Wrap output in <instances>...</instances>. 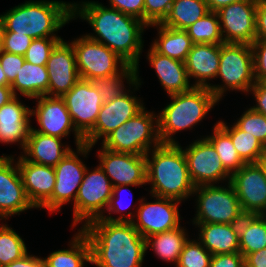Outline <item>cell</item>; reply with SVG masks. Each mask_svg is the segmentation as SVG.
<instances>
[{"label":"cell","instance_id":"1","mask_svg":"<svg viewBox=\"0 0 266 267\" xmlns=\"http://www.w3.org/2000/svg\"><path fill=\"white\" fill-rule=\"evenodd\" d=\"M77 16L86 20L96 33L87 37L107 46L138 72L142 33L148 27L142 20L95 1L72 3V19Z\"/></svg>","mask_w":266,"mask_h":267},{"label":"cell","instance_id":"5","mask_svg":"<svg viewBox=\"0 0 266 267\" xmlns=\"http://www.w3.org/2000/svg\"><path fill=\"white\" fill-rule=\"evenodd\" d=\"M169 96L172 102L157 115L159 138L163 144H177L172 135L193 128L219 101L206 87H193Z\"/></svg>","mask_w":266,"mask_h":267},{"label":"cell","instance_id":"11","mask_svg":"<svg viewBox=\"0 0 266 267\" xmlns=\"http://www.w3.org/2000/svg\"><path fill=\"white\" fill-rule=\"evenodd\" d=\"M71 44L75 51L80 79L91 80L107 75H119L128 66L107 46L86 35L72 41Z\"/></svg>","mask_w":266,"mask_h":267},{"label":"cell","instance_id":"30","mask_svg":"<svg viewBox=\"0 0 266 267\" xmlns=\"http://www.w3.org/2000/svg\"><path fill=\"white\" fill-rule=\"evenodd\" d=\"M73 238L70 249L54 251L43 258L44 267H84L85 261L91 263V246L84 232L79 229Z\"/></svg>","mask_w":266,"mask_h":267},{"label":"cell","instance_id":"40","mask_svg":"<svg viewBox=\"0 0 266 267\" xmlns=\"http://www.w3.org/2000/svg\"><path fill=\"white\" fill-rule=\"evenodd\" d=\"M240 130L254 136L266 147V116L251 107L234 123Z\"/></svg>","mask_w":266,"mask_h":267},{"label":"cell","instance_id":"17","mask_svg":"<svg viewBox=\"0 0 266 267\" xmlns=\"http://www.w3.org/2000/svg\"><path fill=\"white\" fill-rule=\"evenodd\" d=\"M76 130L84 137L95 125L104 103L90 80L80 79L63 97Z\"/></svg>","mask_w":266,"mask_h":267},{"label":"cell","instance_id":"19","mask_svg":"<svg viewBox=\"0 0 266 267\" xmlns=\"http://www.w3.org/2000/svg\"><path fill=\"white\" fill-rule=\"evenodd\" d=\"M46 68L49 75L48 96L63 97L80 80L74 48L63 39L51 52Z\"/></svg>","mask_w":266,"mask_h":267},{"label":"cell","instance_id":"16","mask_svg":"<svg viewBox=\"0 0 266 267\" xmlns=\"http://www.w3.org/2000/svg\"><path fill=\"white\" fill-rule=\"evenodd\" d=\"M230 183L244 214L266 212V175L260 163L244 164L231 175Z\"/></svg>","mask_w":266,"mask_h":267},{"label":"cell","instance_id":"43","mask_svg":"<svg viewBox=\"0 0 266 267\" xmlns=\"http://www.w3.org/2000/svg\"><path fill=\"white\" fill-rule=\"evenodd\" d=\"M32 40V37L25 34L3 32V51L24 56Z\"/></svg>","mask_w":266,"mask_h":267},{"label":"cell","instance_id":"2","mask_svg":"<svg viewBox=\"0 0 266 267\" xmlns=\"http://www.w3.org/2000/svg\"><path fill=\"white\" fill-rule=\"evenodd\" d=\"M81 230L91 246V264L97 267H141L145 238L129 221L95 219Z\"/></svg>","mask_w":266,"mask_h":267},{"label":"cell","instance_id":"7","mask_svg":"<svg viewBox=\"0 0 266 267\" xmlns=\"http://www.w3.org/2000/svg\"><path fill=\"white\" fill-rule=\"evenodd\" d=\"M218 76L224 86L210 84L208 88L218 100L228 89L249 92L256 82L251 45L222 43Z\"/></svg>","mask_w":266,"mask_h":267},{"label":"cell","instance_id":"14","mask_svg":"<svg viewBox=\"0 0 266 267\" xmlns=\"http://www.w3.org/2000/svg\"><path fill=\"white\" fill-rule=\"evenodd\" d=\"M256 7L257 0H242L217 11L224 43L251 45L256 40Z\"/></svg>","mask_w":266,"mask_h":267},{"label":"cell","instance_id":"44","mask_svg":"<svg viewBox=\"0 0 266 267\" xmlns=\"http://www.w3.org/2000/svg\"><path fill=\"white\" fill-rule=\"evenodd\" d=\"M253 52L254 78L256 82H266V41L255 40L251 44Z\"/></svg>","mask_w":266,"mask_h":267},{"label":"cell","instance_id":"28","mask_svg":"<svg viewBox=\"0 0 266 267\" xmlns=\"http://www.w3.org/2000/svg\"><path fill=\"white\" fill-rule=\"evenodd\" d=\"M159 30V39L151 45L158 53L185 62L192 49L193 42L186 30L174 29L160 24H153Z\"/></svg>","mask_w":266,"mask_h":267},{"label":"cell","instance_id":"6","mask_svg":"<svg viewBox=\"0 0 266 267\" xmlns=\"http://www.w3.org/2000/svg\"><path fill=\"white\" fill-rule=\"evenodd\" d=\"M153 113L145 111L144 108L109 134L103 140L102 147L113 152L146 155L150 152V147L154 148L161 144L158 116Z\"/></svg>","mask_w":266,"mask_h":267},{"label":"cell","instance_id":"32","mask_svg":"<svg viewBox=\"0 0 266 267\" xmlns=\"http://www.w3.org/2000/svg\"><path fill=\"white\" fill-rule=\"evenodd\" d=\"M185 231L183 227L178 226L170 231L153 234L145 239L146 250L151 245L160 259L177 264L184 244L188 240Z\"/></svg>","mask_w":266,"mask_h":267},{"label":"cell","instance_id":"22","mask_svg":"<svg viewBox=\"0 0 266 267\" xmlns=\"http://www.w3.org/2000/svg\"><path fill=\"white\" fill-rule=\"evenodd\" d=\"M78 156L75 151L70 150L54 167L56 182L52 192V212L59 211L65 203L72 200L75 202L87 169Z\"/></svg>","mask_w":266,"mask_h":267},{"label":"cell","instance_id":"36","mask_svg":"<svg viewBox=\"0 0 266 267\" xmlns=\"http://www.w3.org/2000/svg\"><path fill=\"white\" fill-rule=\"evenodd\" d=\"M214 146L224 168L232 175L246 164L237 153L230 136L218 125L213 128V135L206 137Z\"/></svg>","mask_w":266,"mask_h":267},{"label":"cell","instance_id":"42","mask_svg":"<svg viewBox=\"0 0 266 267\" xmlns=\"http://www.w3.org/2000/svg\"><path fill=\"white\" fill-rule=\"evenodd\" d=\"M174 0H144V23L149 27L162 23Z\"/></svg>","mask_w":266,"mask_h":267},{"label":"cell","instance_id":"41","mask_svg":"<svg viewBox=\"0 0 266 267\" xmlns=\"http://www.w3.org/2000/svg\"><path fill=\"white\" fill-rule=\"evenodd\" d=\"M61 40L59 36L33 39L24 55L25 61L34 65L46 66L51 52Z\"/></svg>","mask_w":266,"mask_h":267},{"label":"cell","instance_id":"52","mask_svg":"<svg viewBox=\"0 0 266 267\" xmlns=\"http://www.w3.org/2000/svg\"><path fill=\"white\" fill-rule=\"evenodd\" d=\"M4 267H44L42 258L26 254L23 258L13 261Z\"/></svg>","mask_w":266,"mask_h":267},{"label":"cell","instance_id":"33","mask_svg":"<svg viewBox=\"0 0 266 267\" xmlns=\"http://www.w3.org/2000/svg\"><path fill=\"white\" fill-rule=\"evenodd\" d=\"M209 11L205 0H174L163 26L186 30Z\"/></svg>","mask_w":266,"mask_h":267},{"label":"cell","instance_id":"50","mask_svg":"<svg viewBox=\"0 0 266 267\" xmlns=\"http://www.w3.org/2000/svg\"><path fill=\"white\" fill-rule=\"evenodd\" d=\"M128 188V185H120V186H114L113 187V191H112V196L110 198L108 207H107V211H109V215L111 214V212L114 213H121L122 211H124L125 209L129 208V206L132 203V200L130 201L129 205H125L124 201H122V199H119L116 197L118 195V193H120L121 191H123L124 189ZM119 199V200H118ZM125 206V207H124Z\"/></svg>","mask_w":266,"mask_h":267},{"label":"cell","instance_id":"25","mask_svg":"<svg viewBox=\"0 0 266 267\" xmlns=\"http://www.w3.org/2000/svg\"><path fill=\"white\" fill-rule=\"evenodd\" d=\"M147 58L168 95L183 93L194 87L192 84L190 86L184 62L162 55L152 46Z\"/></svg>","mask_w":266,"mask_h":267},{"label":"cell","instance_id":"49","mask_svg":"<svg viewBox=\"0 0 266 267\" xmlns=\"http://www.w3.org/2000/svg\"><path fill=\"white\" fill-rule=\"evenodd\" d=\"M249 91H252L257 102L251 108L266 116V82H255Z\"/></svg>","mask_w":266,"mask_h":267},{"label":"cell","instance_id":"31","mask_svg":"<svg viewBox=\"0 0 266 267\" xmlns=\"http://www.w3.org/2000/svg\"><path fill=\"white\" fill-rule=\"evenodd\" d=\"M239 252L245 257L266 248V218L258 214H245L238 223Z\"/></svg>","mask_w":266,"mask_h":267},{"label":"cell","instance_id":"23","mask_svg":"<svg viewBox=\"0 0 266 267\" xmlns=\"http://www.w3.org/2000/svg\"><path fill=\"white\" fill-rule=\"evenodd\" d=\"M31 109L25 106L15 96L0 108V142H19L22 150L25 149L30 131Z\"/></svg>","mask_w":266,"mask_h":267},{"label":"cell","instance_id":"9","mask_svg":"<svg viewBox=\"0 0 266 267\" xmlns=\"http://www.w3.org/2000/svg\"><path fill=\"white\" fill-rule=\"evenodd\" d=\"M86 169L77 197L73 203V226L101 218L112 196L113 185L99 165L93 171Z\"/></svg>","mask_w":266,"mask_h":267},{"label":"cell","instance_id":"10","mask_svg":"<svg viewBox=\"0 0 266 267\" xmlns=\"http://www.w3.org/2000/svg\"><path fill=\"white\" fill-rule=\"evenodd\" d=\"M155 202H145V198L141 199V203L138 207L137 223L134 220L133 214L128 212L125 215H121L118 218L112 216H102L101 219L108 221H129L138 230V232L146 239L149 236L173 230L180 226V214L178 211V204L181 201L157 197Z\"/></svg>","mask_w":266,"mask_h":267},{"label":"cell","instance_id":"47","mask_svg":"<svg viewBox=\"0 0 266 267\" xmlns=\"http://www.w3.org/2000/svg\"><path fill=\"white\" fill-rule=\"evenodd\" d=\"M209 267H245L244 256L240 252L215 254Z\"/></svg>","mask_w":266,"mask_h":267},{"label":"cell","instance_id":"21","mask_svg":"<svg viewBox=\"0 0 266 267\" xmlns=\"http://www.w3.org/2000/svg\"><path fill=\"white\" fill-rule=\"evenodd\" d=\"M17 165L32 205L52 212V192L56 182L54 167L32 163L23 156L19 157Z\"/></svg>","mask_w":266,"mask_h":267},{"label":"cell","instance_id":"35","mask_svg":"<svg viewBox=\"0 0 266 267\" xmlns=\"http://www.w3.org/2000/svg\"><path fill=\"white\" fill-rule=\"evenodd\" d=\"M217 124L230 136L234 148L246 163H259L266 153L264 147L254 136L240 130L235 124L229 128L223 121Z\"/></svg>","mask_w":266,"mask_h":267},{"label":"cell","instance_id":"12","mask_svg":"<svg viewBox=\"0 0 266 267\" xmlns=\"http://www.w3.org/2000/svg\"><path fill=\"white\" fill-rule=\"evenodd\" d=\"M36 109L31 110V115H35L40 129H34L45 135L64 138L74 131L77 153L84 157L92 149L91 146L85 144L84 137L76 130L73 125L71 116L66 108L65 101L62 97L40 96Z\"/></svg>","mask_w":266,"mask_h":267},{"label":"cell","instance_id":"4","mask_svg":"<svg viewBox=\"0 0 266 267\" xmlns=\"http://www.w3.org/2000/svg\"><path fill=\"white\" fill-rule=\"evenodd\" d=\"M72 20V4L63 1H26L0 15L3 32L36 38L57 37L54 32Z\"/></svg>","mask_w":266,"mask_h":267},{"label":"cell","instance_id":"24","mask_svg":"<svg viewBox=\"0 0 266 267\" xmlns=\"http://www.w3.org/2000/svg\"><path fill=\"white\" fill-rule=\"evenodd\" d=\"M221 44H193L185 60L188 77L197 79L194 87L209 88L207 80L217 78Z\"/></svg>","mask_w":266,"mask_h":267},{"label":"cell","instance_id":"29","mask_svg":"<svg viewBox=\"0 0 266 267\" xmlns=\"http://www.w3.org/2000/svg\"><path fill=\"white\" fill-rule=\"evenodd\" d=\"M49 75L46 66L24 62L15 81L10 85L13 94L16 90L28 98H38L47 95Z\"/></svg>","mask_w":266,"mask_h":267},{"label":"cell","instance_id":"51","mask_svg":"<svg viewBox=\"0 0 266 267\" xmlns=\"http://www.w3.org/2000/svg\"><path fill=\"white\" fill-rule=\"evenodd\" d=\"M245 267H266V248L247 254L244 257Z\"/></svg>","mask_w":266,"mask_h":267},{"label":"cell","instance_id":"53","mask_svg":"<svg viewBox=\"0 0 266 267\" xmlns=\"http://www.w3.org/2000/svg\"><path fill=\"white\" fill-rule=\"evenodd\" d=\"M239 1H242V0H205L206 4L208 6V9L211 12H217L221 8H223L229 4L239 2Z\"/></svg>","mask_w":266,"mask_h":267},{"label":"cell","instance_id":"39","mask_svg":"<svg viewBox=\"0 0 266 267\" xmlns=\"http://www.w3.org/2000/svg\"><path fill=\"white\" fill-rule=\"evenodd\" d=\"M212 254L196 240H187L176 267H209Z\"/></svg>","mask_w":266,"mask_h":267},{"label":"cell","instance_id":"15","mask_svg":"<svg viewBox=\"0 0 266 267\" xmlns=\"http://www.w3.org/2000/svg\"><path fill=\"white\" fill-rule=\"evenodd\" d=\"M127 91L102 104L94 127L84 136L85 144L93 147L98 139L104 140L145 108L137 97L128 94L130 90Z\"/></svg>","mask_w":266,"mask_h":267},{"label":"cell","instance_id":"27","mask_svg":"<svg viewBox=\"0 0 266 267\" xmlns=\"http://www.w3.org/2000/svg\"><path fill=\"white\" fill-rule=\"evenodd\" d=\"M200 228L199 240L212 254L239 252L238 224L194 223Z\"/></svg>","mask_w":266,"mask_h":267},{"label":"cell","instance_id":"37","mask_svg":"<svg viewBox=\"0 0 266 267\" xmlns=\"http://www.w3.org/2000/svg\"><path fill=\"white\" fill-rule=\"evenodd\" d=\"M194 44H222L224 43L219 16L217 12H208L186 29Z\"/></svg>","mask_w":266,"mask_h":267},{"label":"cell","instance_id":"46","mask_svg":"<svg viewBox=\"0 0 266 267\" xmlns=\"http://www.w3.org/2000/svg\"><path fill=\"white\" fill-rule=\"evenodd\" d=\"M110 7L144 22V0H109Z\"/></svg>","mask_w":266,"mask_h":267},{"label":"cell","instance_id":"18","mask_svg":"<svg viewBox=\"0 0 266 267\" xmlns=\"http://www.w3.org/2000/svg\"><path fill=\"white\" fill-rule=\"evenodd\" d=\"M100 166L114 186H140L147 183L145 155L119 153L101 147ZM113 181V182H112Z\"/></svg>","mask_w":266,"mask_h":267},{"label":"cell","instance_id":"55","mask_svg":"<svg viewBox=\"0 0 266 267\" xmlns=\"http://www.w3.org/2000/svg\"><path fill=\"white\" fill-rule=\"evenodd\" d=\"M0 86H10L7 82L6 75L0 65Z\"/></svg>","mask_w":266,"mask_h":267},{"label":"cell","instance_id":"13","mask_svg":"<svg viewBox=\"0 0 266 267\" xmlns=\"http://www.w3.org/2000/svg\"><path fill=\"white\" fill-rule=\"evenodd\" d=\"M183 151L195 186L212 185L225 178L230 182L231 174L224 168L218 153L207 138L195 140Z\"/></svg>","mask_w":266,"mask_h":267},{"label":"cell","instance_id":"20","mask_svg":"<svg viewBox=\"0 0 266 267\" xmlns=\"http://www.w3.org/2000/svg\"><path fill=\"white\" fill-rule=\"evenodd\" d=\"M13 157L0 156V220L35 208L27 197L22 177Z\"/></svg>","mask_w":266,"mask_h":267},{"label":"cell","instance_id":"57","mask_svg":"<svg viewBox=\"0 0 266 267\" xmlns=\"http://www.w3.org/2000/svg\"><path fill=\"white\" fill-rule=\"evenodd\" d=\"M259 163L262 165L264 171H265V175H266V153L265 155L261 158V160L259 161Z\"/></svg>","mask_w":266,"mask_h":267},{"label":"cell","instance_id":"45","mask_svg":"<svg viewBox=\"0 0 266 267\" xmlns=\"http://www.w3.org/2000/svg\"><path fill=\"white\" fill-rule=\"evenodd\" d=\"M24 62L25 57L23 55L12 54L5 51L0 54V65L9 85L15 81Z\"/></svg>","mask_w":266,"mask_h":267},{"label":"cell","instance_id":"34","mask_svg":"<svg viewBox=\"0 0 266 267\" xmlns=\"http://www.w3.org/2000/svg\"><path fill=\"white\" fill-rule=\"evenodd\" d=\"M138 74L139 72H136L135 67L128 65L119 75H107L100 78H93L90 82L92 86L98 90L103 101L109 102L125 92L123 79H127V83L135 86V89H137L139 85H141Z\"/></svg>","mask_w":266,"mask_h":267},{"label":"cell","instance_id":"48","mask_svg":"<svg viewBox=\"0 0 266 267\" xmlns=\"http://www.w3.org/2000/svg\"><path fill=\"white\" fill-rule=\"evenodd\" d=\"M256 40L266 41V0H257Z\"/></svg>","mask_w":266,"mask_h":267},{"label":"cell","instance_id":"56","mask_svg":"<svg viewBox=\"0 0 266 267\" xmlns=\"http://www.w3.org/2000/svg\"><path fill=\"white\" fill-rule=\"evenodd\" d=\"M3 52V27L0 23V54Z\"/></svg>","mask_w":266,"mask_h":267},{"label":"cell","instance_id":"8","mask_svg":"<svg viewBox=\"0 0 266 267\" xmlns=\"http://www.w3.org/2000/svg\"><path fill=\"white\" fill-rule=\"evenodd\" d=\"M195 193L198 198L194 223L238 224L245 215L230 182L227 188L215 184L195 186Z\"/></svg>","mask_w":266,"mask_h":267},{"label":"cell","instance_id":"54","mask_svg":"<svg viewBox=\"0 0 266 267\" xmlns=\"http://www.w3.org/2000/svg\"><path fill=\"white\" fill-rule=\"evenodd\" d=\"M15 97L10 86H0V108Z\"/></svg>","mask_w":266,"mask_h":267},{"label":"cell","instance_id":"38","mask_svg":"<svg viewBox=\"0 0 266 267\" xmlns=\"http://www.w3.org/2000/svg\"><path fill=\"white\" fill-rule=\"evenodd\" d=\"M27 247L23 239L7 224L0 226V267L23 258Z\"/></svg>","mask_w":266,"mask_h":267},{"label":"cell","instance_id":"26","mask_svg":"<svg viewBox=\"0 0 266 267\" xmlns=\"http://www.w3.org/2000/svg\"><path fill=\"white\" fill-rule=\"evenodd\" d=\"M61 139L35 132L31 127L22 156L32 163L55 167L71 150L69 146H63Z\"/></svg>","mask_w":266,"mask_h":267},{"label":"cell","instance_id":"3","mask_svg":"<svg viewBox=\"0 0 266 267\" xmlns=\"http://www.w3.org/2000/svg\"><path fill=\"white\" fill-rule=\"evenodd\" d=\"M182 149L178 143H161L152 149V160L149 152L145 155L147 183L152 185L153 196L182 201L193 194L195 185Z\"/></svg>","mask_w":266,"mask_h":267}]
</instances>
